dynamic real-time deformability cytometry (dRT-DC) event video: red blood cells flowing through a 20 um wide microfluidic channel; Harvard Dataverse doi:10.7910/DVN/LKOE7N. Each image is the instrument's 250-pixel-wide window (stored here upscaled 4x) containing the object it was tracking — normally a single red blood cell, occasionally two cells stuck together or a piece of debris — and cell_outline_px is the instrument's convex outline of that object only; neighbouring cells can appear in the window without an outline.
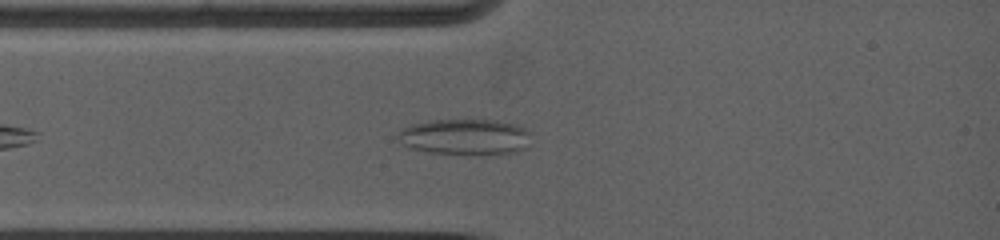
{"species": "common noctule bat (a hibernating species)", "species_latin": "Nyctalus noctula", "temperature_condition": "warm", "stored_images_in_passage": 99, "camera_frame_rate_fps": 5000, "um_per_image_px": 0.085, "animal": {"sex": "female", "body_mass_g": 19.0, "forearm_length_mm": 53.3}, "frame": {"image": 1, "passage_image": 9, "time_ms": 1.8, "image_size_px": [1000, 240], "cell_outline_px": [[524, 132], [520, 148], [516, 152], [460, 156], [432, 152], [408, 148], [404, 144], [400, 132], [404, 128], [412, 124], [436, 120], [492, 120], [512, 124], [524, 128]], "centroid_in_image_um": [39.41, 11.65], "position_along_channel_um": 45.6, "area_um2": 26.76}}
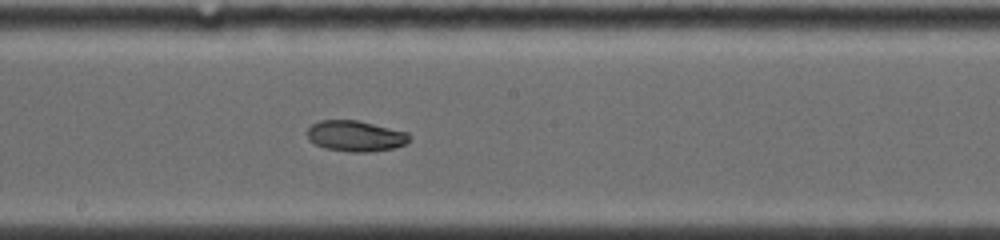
{"frame": {"image": 2, "passage_image": 40, "time_ms": 6.2, "image_size_px": [1000, 240], "cell_outline_px": [[408, 140], [404, 144], [396, 148], [368, 152], [348, 152], [324, 148], [316, 144], [308, 136], [308, 128], [312, 124], [320, 120], [356, 120], [408, 132]], "centroid_in_image_um": [30.21, 11.57], "position_along_channel_um": 218.0, "area_um2": 18.15}}
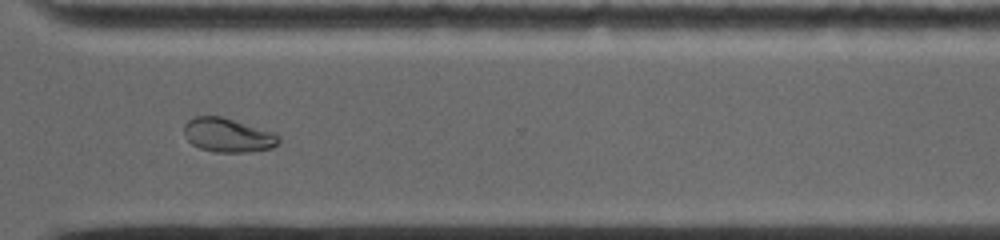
{"frame": {"image": 3, "passage_image": 68, "time_ms": 9.6, "image_size_px": [1000, 240], "cell_outline_px": [[280, 140], [272, 148], [248, 152], [216, 152], [200, 148], [192, 144], [188, 140], [184, 132], [184, 124], [188, 120], [196, 116], [220, 116], [272, 132]], "centroid_in_image_um": [19.32, 11.49], "position_along_channel_um": 351.3, "area_um2": 18.38}}